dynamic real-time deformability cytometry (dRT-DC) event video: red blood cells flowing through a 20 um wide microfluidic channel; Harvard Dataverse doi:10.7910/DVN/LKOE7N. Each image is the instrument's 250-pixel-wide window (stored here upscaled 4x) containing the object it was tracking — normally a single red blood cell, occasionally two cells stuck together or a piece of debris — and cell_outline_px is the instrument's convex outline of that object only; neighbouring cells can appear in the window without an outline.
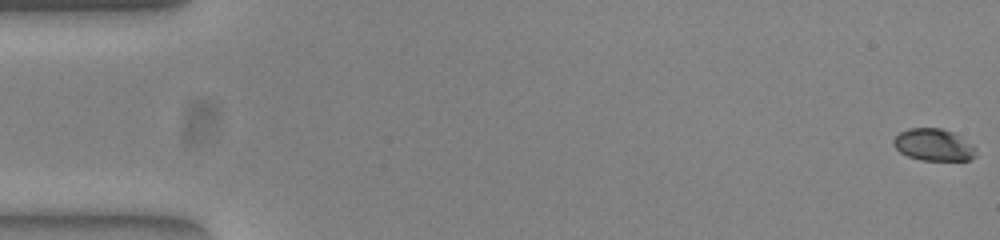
{"species": "common noctule bat (a hibernating species)", "species_latin": "Nyctalus noctula", "temperature_condition": "warm", "stored_images_in_passage": 53, "camera_frame_rate_fps": 3000, "um_per_image_px": 0.085, "animal": {"sex": "female", "body_mass_g": 23.0, "forearm_length_mm": 53.4}, "frame": {"image": 1, "passage_image": 1, "time_ms": 0.0, "image_size_px": [1000, 240], "cell_outline_px": [[976, 156], [972, 160], [920, 160], [908, 156], [900, 152], [892, 144], [892, 140], [900, 132], [908, 128], [940, 128], [952, 132], [972, 144], [976, 148]], "centroid_in_image_um": [79.35, 12.32], "position_along_channel_um": 5.6, "area_um2": 15.43}}
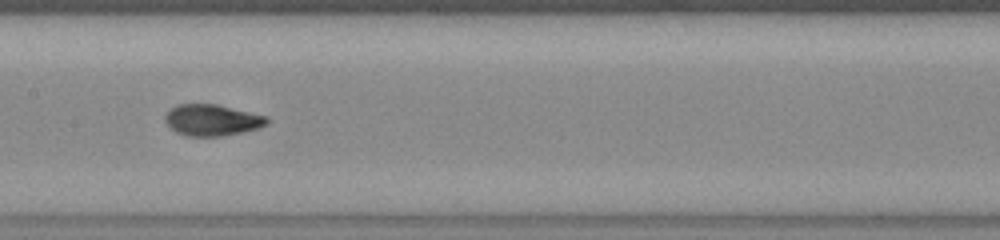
{"frame": {"image": 2, "passage_image": 27, "time_ms": 8.667, "image_size_px": [1000, 240], "cell_outline_px": [[268, 124], [256, 128], [240, 132], [220, 136], [184, 136], [176, 132], [164, 120], [164, 116], [172, 108], [180, 104], [216, 104], [268, 116]], "centroid_in_image_um": [18.02, 10.2], "position_along_channel_um": 189.4, "area_um2": 18.38}}
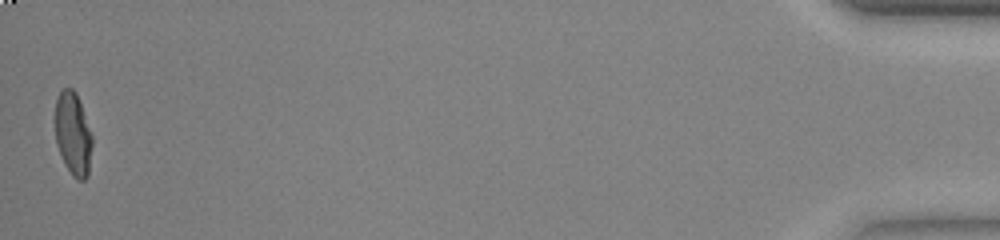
{"frame": {"image": 3, "passage_image": 53, "time_ms": 17.333, "image_size_px": [1000, 240], "cell_outline_px": [[92, 144], [88, 176], [84, 180], [76, 180], [72, 176], [64, 164], [56, 144], [56, 100], [60, 92], [64, 88], [72, 88], [76, 92], [92, 136]], "centroid_in_image_um": [6.21, 11.43], "position_along_channel_um": 429.0, "area_um2": 17.8}, "authors_computed_cell_mechanics": {"area_um2": 18.207, "velocity_mm_per_s": 3.9093, "shape_relaxation_time_tau1_ms": 8.117, "shape_relaxation_time_tau2_ms": 1.0074, "deformation_change_tau1": 0.253, "deformation_change_tau2": 0.057}}